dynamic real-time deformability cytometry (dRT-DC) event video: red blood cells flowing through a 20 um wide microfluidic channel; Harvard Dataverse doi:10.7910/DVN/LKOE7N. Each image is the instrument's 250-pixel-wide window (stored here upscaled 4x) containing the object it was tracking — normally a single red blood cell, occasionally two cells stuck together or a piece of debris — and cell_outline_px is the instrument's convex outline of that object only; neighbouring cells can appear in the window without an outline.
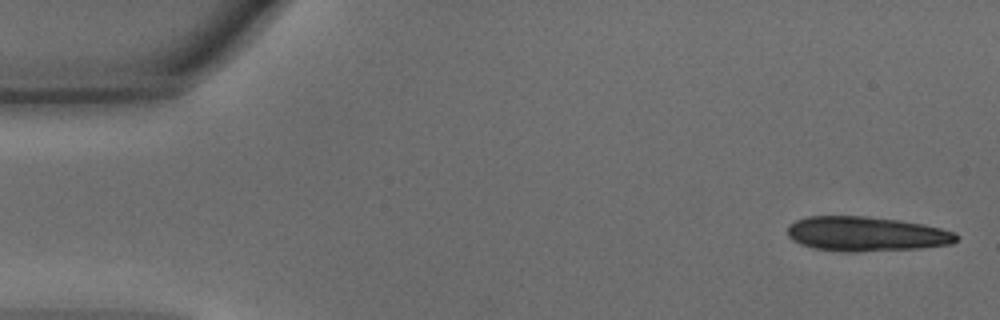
{"species": "common noctule bat (a hibernating species)", "species_latin": "Nyctalus noctula", "temperature_condition": "warm", "stored_images_in_passage": 45, "camera_frame_rate_fps": 3000, "um_per_image_px": 0.085, "animal": {"sex": "male", "body_mass_g": 15.6}, "frame": {"image": 1, "passage_image": 1, "time_ms": 0.0, "image_size_px": [1000, 320], "cell_outline_px": [[960, 236], [952, 244], [920, 248], [856, 252], [844, 252], [812, 248], [800, 244], [792, 240], [788, 236], [788, 224], [796, 220], [808, 216], [868, 216], [924, 224], [956, 232]], "centroid_in_image_um": [73.62, 19.89], "position_along_channel_um": 11.4, "area_um2": 34.33}}
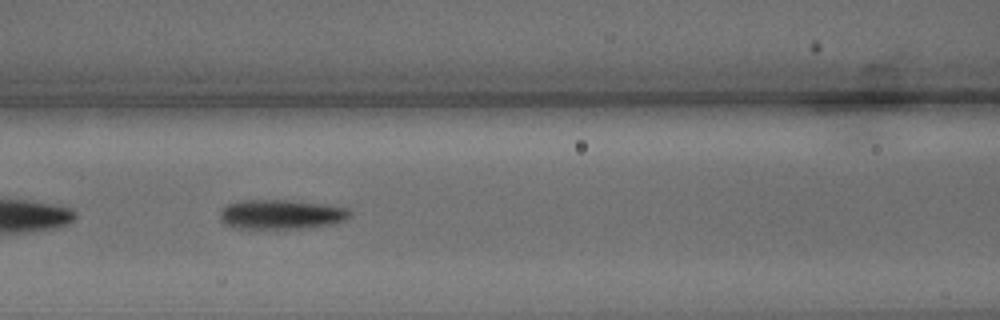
{"frame": {"image": 2, "passage_image": 19, "time_ms": 6.0, "image_size_px": [1000, 320], "cell_outline_px": [[352, 216], [344, 220], [332, 224], [304, 228], [236, 228], [224, 224], [220, 220], [220, 212], [228, 204], [244, 200], [284, 200], [320, 204], [348, 208], [352, 212]], "centroid_in_image_um": [23.9, 18.23], "position_along_channel_um": 142.7, "area_um2": 22.14}}
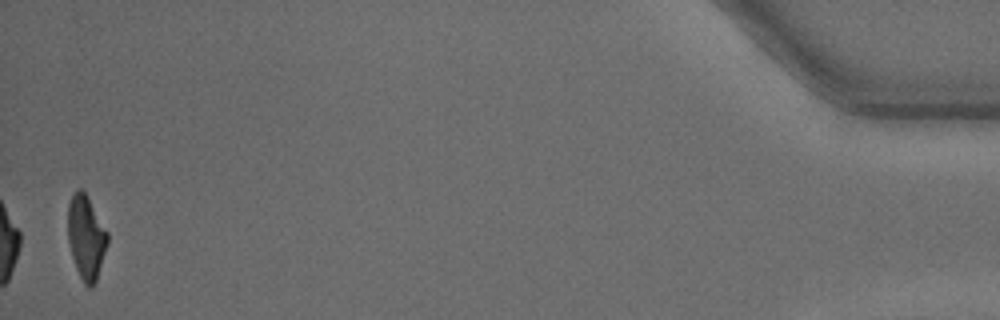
{"frame": {"image": 3, "passage_image": 45, "time_ms": 14.667, "image_size_px": [1000, 320], "cell_outline_px": [[108, 244], [96, 280], [92, 288], [88, 288], [84, 284], [76, 268], [72, 256], [68, 240], [68, 204], [72, 192], [76, 188], [80, 188], [84, 192], [108, 232]], "centroid_in_image_um": [7.31, 20.17], "position_along_channel_um": 427.9, "area_um2": 19.31}, "authors_computed_cell_mechanics": {"area_um2": 22.1374, "velocity_mm_per_s": 4.3705, "shape_relaxation_time_tau1_ms": 1.9796, "shape_relaxation_time_tau2_ms": 2.7375, "deformation_change_tau1": 0.1519, "deformation_change_tau2": 0.126}}